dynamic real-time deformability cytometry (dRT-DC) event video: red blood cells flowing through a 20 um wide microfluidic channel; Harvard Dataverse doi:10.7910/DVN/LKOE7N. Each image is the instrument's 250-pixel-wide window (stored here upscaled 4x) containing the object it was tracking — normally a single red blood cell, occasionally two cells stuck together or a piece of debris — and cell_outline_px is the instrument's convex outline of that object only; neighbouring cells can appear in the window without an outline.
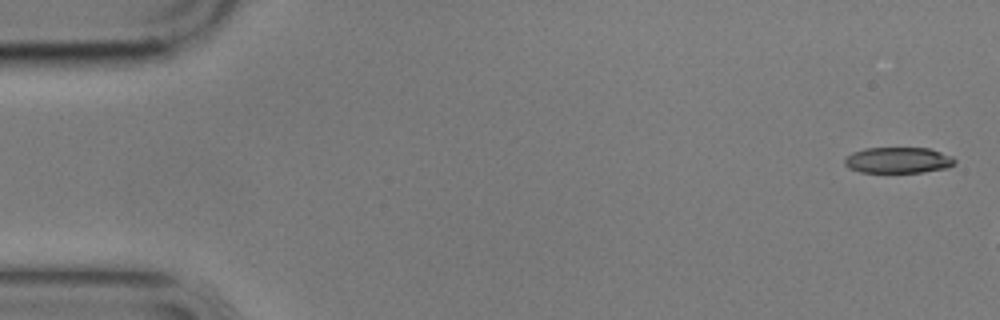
{"species": "common noctule bat (a hibernating species)", "species_latin": "Nyctalus noctula", "temperature_condition": "cold", "stored_images_in_passage": 3, "camera_frame_rate_fps": 3000, "um_per_image_px": 0.085, "animal": {"sex": "male", "body_mass_g": 17.9}, "frame": {"image": 1, "passage_image": 1, "time_ms": 0.0, "image_size_px": [1000, 320], "cell_outline_px": [[956, 164], [948, 168], [924, 172], [860, 172], [848, 168], [844, 164], [844, 156], [852, 152], [864, 148], [928, 148], [952, 156], [956, 160]], "centroid_in_image_um": [76.33, 13.62], "position_along_channel_um": 8.7, "area_um2": 16.88}}